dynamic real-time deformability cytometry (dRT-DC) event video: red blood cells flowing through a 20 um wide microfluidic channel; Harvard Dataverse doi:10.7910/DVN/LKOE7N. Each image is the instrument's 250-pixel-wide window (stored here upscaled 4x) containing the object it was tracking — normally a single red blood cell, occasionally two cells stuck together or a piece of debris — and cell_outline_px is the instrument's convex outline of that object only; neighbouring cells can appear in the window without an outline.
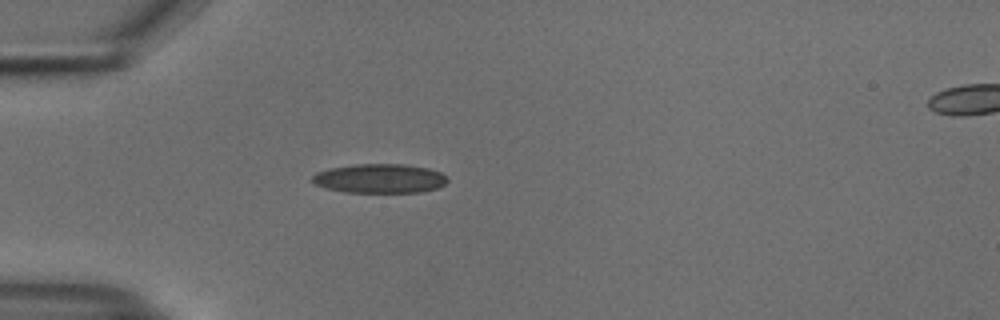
{"species": "common noctule bat (a hibernating species)", "species_latin": "Nyctalus noctula", "temperature_condition": "cold", "stored_images_in_passage": 34, "camera_frame_rate_fps": 3000, "um_per_image_px": 0.085, "animal": {"sex": "male", "body_mass_g": 18.8}, "frame": {"image": 1, "passage_image": 1, "time_ms": 0.0, "image_size_px": [1000, 320], "cell_outline_px": [[448, 180], [444, 184], [436, 188], [420, 192], [344, 192], [312, 184], [308, 180], [316, 172], [328, 168], [352, 164], [404, 164], [428, 168], [440, 172]], "centroid_in_image_um": [32.19, 15.16], "position_along_channel_um": 52.8, "area_um2": 23.12}}
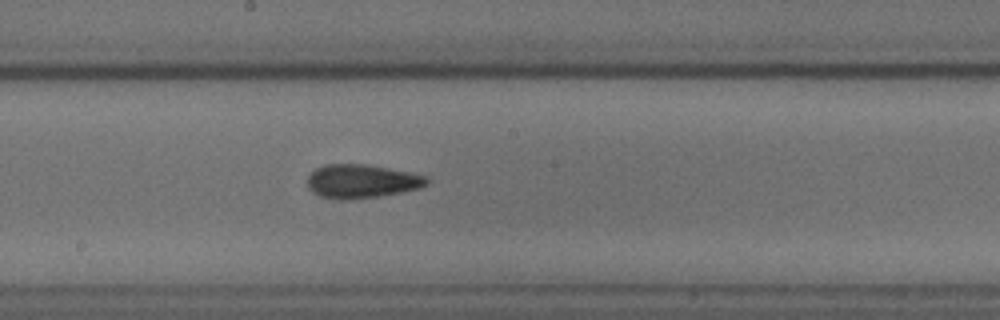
{"frame": {"image": 2, "passage_image": 15, "time_ms": 4.667, "image_size_px": [1000, 320], "cell_outline_px": [[428, 184], [420, 188], [380, 196], [340, 200], [320, 196], [312, 192], [308, 188], [308, 176], [316, 168], [324, 164], [364, 164], [388, 168], [428, 176]], "centroid_in_image_um": [30.73, 15.4], "position_along_channel_um": 217.5, "area_um2": 23.35}}
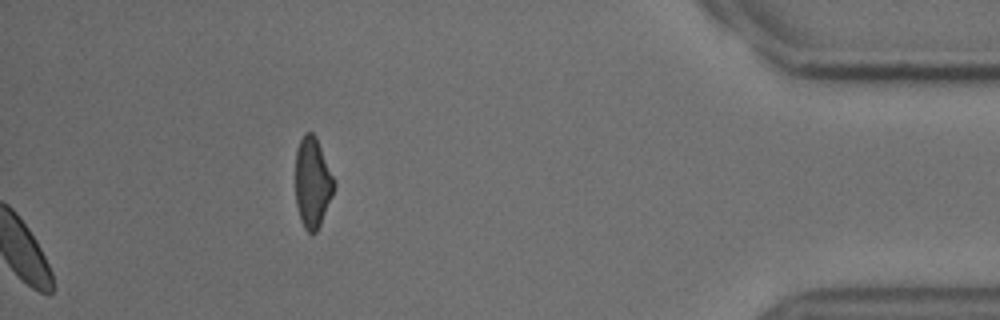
{"frame": {"image": 3, "passage_image": 34, "time_ms": 11.0, "image_size_px": [1000, 320], "cell_outline_px": [[336, 184], [332, 196], [320, 224], [316, 232], [308, 232], [304, 228], [300, 220], [296, 204], [296, 148], [304, 132], [312, 132], [316, 136], [336, 180]], "centroid_in_image_um": [26.57, 15.48], "position_along_channel_um": 408.6, "area_um2": 20.52}, "authors_computed_cell_mechanics": {"area_um2": 22.5998, "velocity_mm_per_s": 3.7589, "shape_relaxation_time_tau1_ms": 4.4696, "shape_relaxation_time_tau2_ms": 3.1304, "deformation_change_tau1": 0.1268, "deformation_change_tau2": 0.1135}}